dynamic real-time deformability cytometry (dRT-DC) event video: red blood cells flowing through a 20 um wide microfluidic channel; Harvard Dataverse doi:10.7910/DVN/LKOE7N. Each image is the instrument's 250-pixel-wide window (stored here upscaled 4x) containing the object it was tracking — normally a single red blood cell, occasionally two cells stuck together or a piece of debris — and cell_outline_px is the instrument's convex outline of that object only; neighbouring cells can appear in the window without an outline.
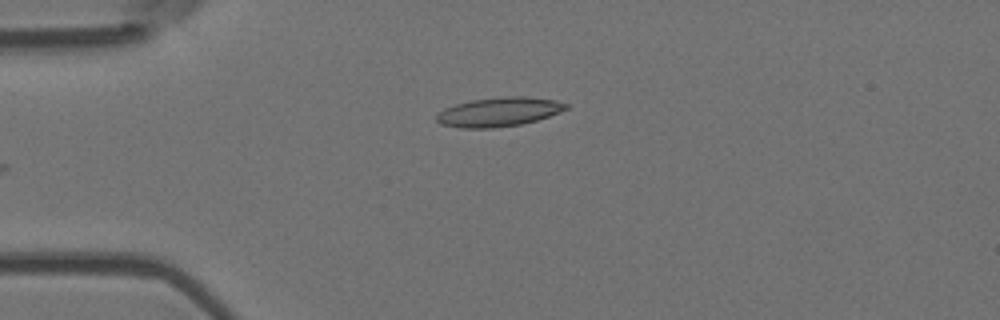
{"species": "Egyptian fruit bat (a non-hibernating species)", "species_latin": "Rousettus aegyptiacus", "temperature_condition": "room temperature", "stored_images_in_passage": 5, "camera_frame_rate_fps": 3000, "um_per_image_px": 0.085, "animal": {"sex": "female"}, "frame": {"image": 1, "passage_image": 5, "time_ms": 1.333, "image_size_px": [1000, 320], "cell_outline_px": [[568, 108], [560, 112], [536, 120], [520, 124], [492, 128], [460, 128], [440, 124], [436, 120], [436, 112], [444, 108], [456, 104], [472, 100], [504, 96], [524, 96], [556, 100], [568, 104]], "centroid_in_image_um": [42.37, 9.51], "position_along_channel_um": 42.6, "area_um2": 22.02}}